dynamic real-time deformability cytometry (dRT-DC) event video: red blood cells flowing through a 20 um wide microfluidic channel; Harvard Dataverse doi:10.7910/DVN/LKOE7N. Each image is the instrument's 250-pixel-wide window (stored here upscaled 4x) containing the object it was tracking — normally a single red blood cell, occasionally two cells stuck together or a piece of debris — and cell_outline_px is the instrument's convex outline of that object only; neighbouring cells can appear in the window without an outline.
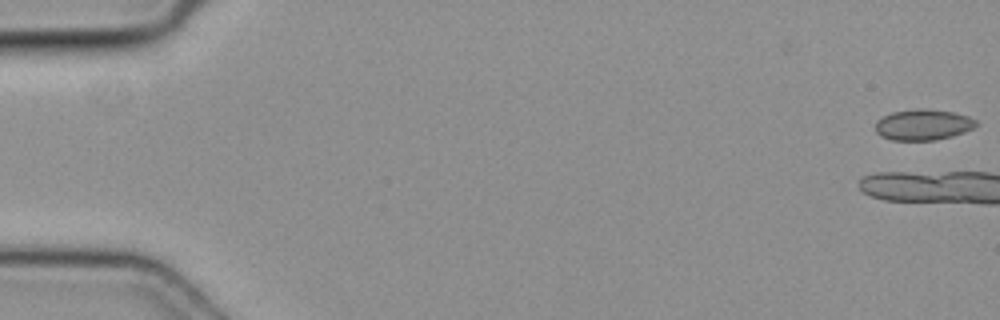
{"species": "common noctule bat (a hibernating species)", "species_latin": "Nyctalus noctula", "temperature_condition": "cold", "stored_images_in_passage": 4, "camera_frame_rate_fps": 3000, "um_per_image_px": 0.085, "animal": {"sex": "female", "body_mass_g": 19.3, "forearm_length_mm": 54.1}, "frame": {"image": 1, "passage_image": 1, "time_ms": 0.0, "image_size_px": [1000, 320], "cell_outline_px": [[976, 124], [972, 128], [964, 132], [952, 136], [936, 140], [892, 140], [880, 136], [876, 132], [876, 120], [892, 112], [916, 108], [952, 112], [968, 116], [976, 120]], "centroid_in_image_um": [78.43, 10.61], "position_along_channel_um": 6.6, "area_um2": 17.98}}